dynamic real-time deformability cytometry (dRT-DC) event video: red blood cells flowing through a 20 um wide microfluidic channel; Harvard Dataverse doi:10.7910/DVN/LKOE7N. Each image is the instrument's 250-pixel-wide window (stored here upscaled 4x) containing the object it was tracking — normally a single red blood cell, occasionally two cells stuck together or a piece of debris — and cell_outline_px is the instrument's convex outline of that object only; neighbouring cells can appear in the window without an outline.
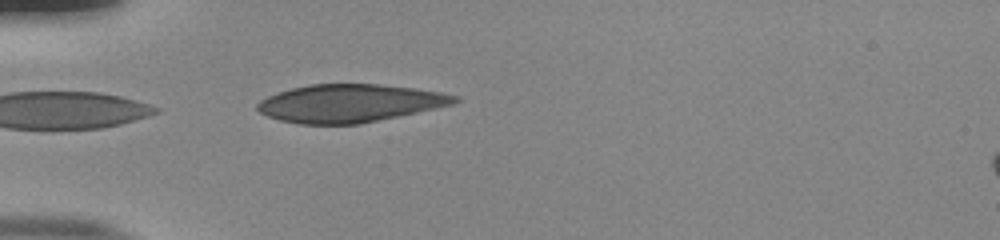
{"species": "human", "species_latin": "Homo sapiens", "temperature_condition": "room temperature", "stored_images_in_passage": 37, "camera_frame_rate_fps": 3000, "um_per_image_px": 0.085, "donor": {"sex": "male"}, "frame": {"image": 1, "passage_image": 1, "time_ms": 0.0, "image_size_px": [1000, 240], "cell_outline_px": [[460, 100], [456, 104], [360, 124], [300, 124], [280, 120], [268, 116], [260, 112], [256, 108], [256, 104], [260, 100], [276, 92], [308, 84], [380, 84], [416, 88], [440, 92], [460, 96]], "centroid_in_image_um": [29.75, 8.77], "position_along_channel_um": 55.2, "area_um2": 43.75}}
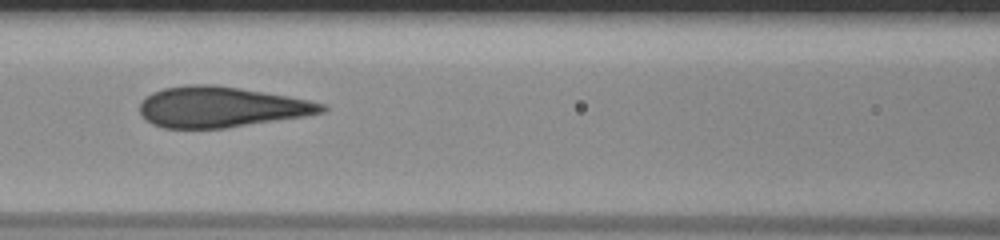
{"frame": {"image": 2, "passage_image": 9, "time_ms": 2.667, "image_size_px": [1000, 240], "cell_outline_px": [[328, 108], [324, 112], [308, 116], [224, 128], [164, 128], [152, 124], [140, 112], [140, 104], [152, 92], [164, 88], [188, 84], [212, 84], [240, 88], [288, 96], [308, 100], [324, 104]], "centroid_in_image_um": [18.82, 9.09], "position_along_channel_um": 147.8, "area_um2": 42.95}}
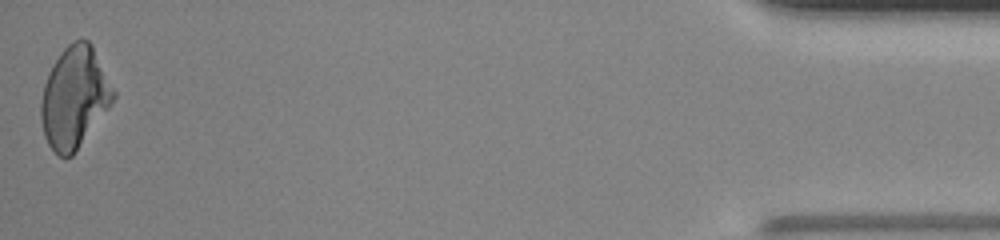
{"frame": {"image": 3, "passage_image": 37, "time_ms": 12.0, "image_size_px": [1000, 240], "cell_outline_px": [[116, 96], [108, 108], [72, 156], [64, 160], [48, 144], [44, 136], [40, 116], [40, 104], [44, 84], [60, 52], [72, 40], [88, 40], [92, 44], [116, 92]], "centroid_in_image_um": [6.33, 8.28], "position_along_channel_um": 428.9, "area_um2": 42.43}, "authors_computed_cell_mechanics": {"area_um2": 43.4656, "velocity_mm_per_s": 3.9083, "shape_relaxation_time_tau1_ms": null, "shape_relaxation_time_tau2_ms": 0.7597, "deformation_change_tau1": null, "deformation_change_tau2": 0.0501}}